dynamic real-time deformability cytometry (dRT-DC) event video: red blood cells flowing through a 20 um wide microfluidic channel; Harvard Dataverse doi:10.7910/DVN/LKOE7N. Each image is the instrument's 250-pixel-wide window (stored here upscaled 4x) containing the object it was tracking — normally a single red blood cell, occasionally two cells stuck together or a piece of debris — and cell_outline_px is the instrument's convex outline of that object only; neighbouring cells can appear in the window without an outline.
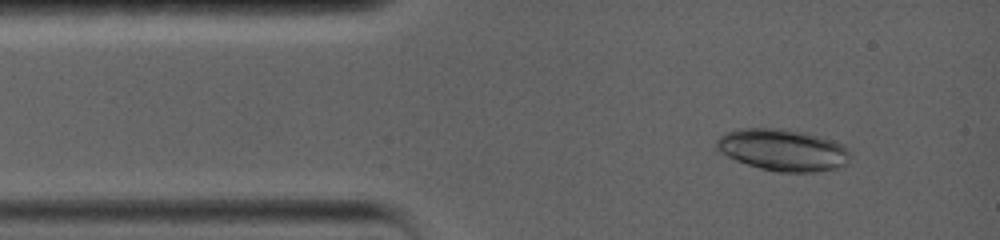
{"species": "common noctule bat (a hibernating species)", "species_latin": "Nyctalus noctula", "temperature_condition": "warm", "stored_images_in_passage": 52, "camera_frame_rate_fps": 5000, "um_per_image_px": 0.085, "animal": {"sex": "female", "body_mass_g": 19.0, "forearm_length_mm": 56.7}, "frame": {"image": 1, "passage_image": 8, "time_ms": 1.4, "image_size_px": [1000, 240], "cell_outline_px": [[852, 156], [848, 164], [836, 168], [812, 172], [776, 172], [760, 168], [736, 160], [716, 152], [716, 140], [720, 136], [736, 128], [780, 128], [804, 132], [820, 136], [844, 144]], "centroid_in_image_um": [66.54, 12.74], "position_along_channel_um": 18.5, "area_um2": 32.95}}
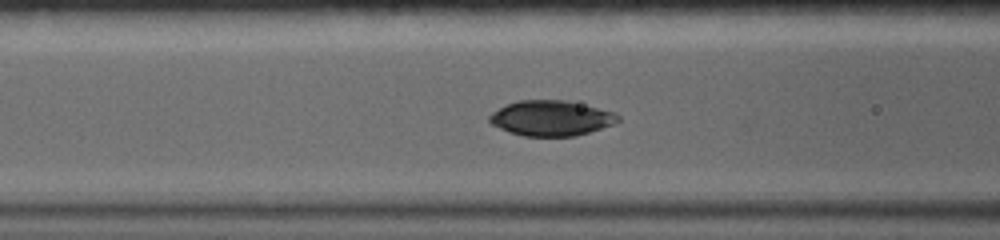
{"frame": {"image": 2, "passage_image": 27, "time_ms": 5.4, "image_size_px": [1000, 240], "cell_outline_px": [[620, 120], [612, 124], [576, 136], [524, 136], [500, 128], [492, 124], [488, 120], [488, 116], [492, 112], [508, 104], [520, 100], [564, 100], [616, 112], [620, 116]], "centroid_in_image_um": [46.85, 10.04], "position_along_channel_um": 119.7, "area_um2": 26.13}}
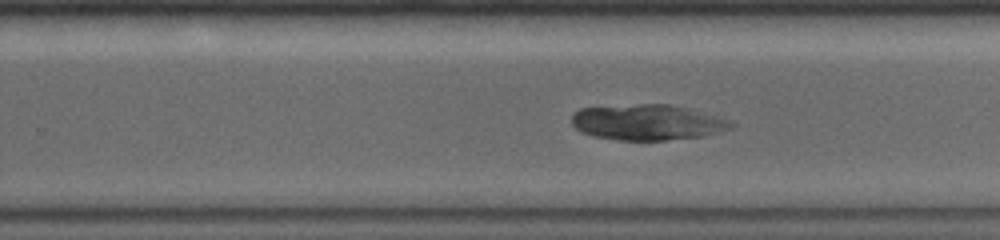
{"frame": {"image": 3, "passage_image": 46, "time_ms": 9.8, "image_size_px": [1000, 240], "cell_outline_px": [[736, 124], [732, 128], [720, 132], [704, 136], [664, 140], [620, 140], [592, 136], [580, 132], [572, 124], [572, 116], [580, 108], [640, 104], [672, 104], [688, 108], [728, 120]], "centroid_in_image_um": [55.03, 10.4], "position_along_channel_um": 274.8, "area_um2": 33.0}}